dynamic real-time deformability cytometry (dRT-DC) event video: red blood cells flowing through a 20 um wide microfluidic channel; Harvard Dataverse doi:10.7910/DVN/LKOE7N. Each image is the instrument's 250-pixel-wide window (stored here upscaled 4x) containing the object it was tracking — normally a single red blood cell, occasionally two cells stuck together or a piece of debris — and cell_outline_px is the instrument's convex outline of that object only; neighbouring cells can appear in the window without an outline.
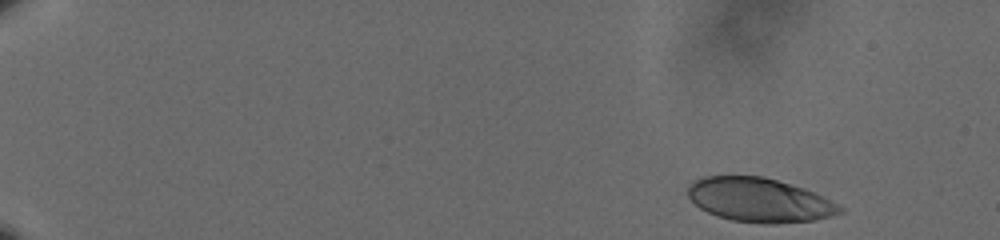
{"species": "human", "species_latin": "Homo sapiens", "temperature_condition": "cold", "stored_images_in_passage": 54, "camera_frame_rate_fps": 3000, "um_per_image_px": 0.085, "donor": {"sex": "male"}, "frame": {"image": 1, "passage_image": 1, "time_ms": 0.0, "image_size_px": [1000, 240], "cell_outline_px": [[844, 212], [832, 216], [812, 220], [776, 224], [764, 224], [732, 220], [716, 216], [700, 208], [688, 196], [688, 188], [696, 180], [704, 176], [764, 176], [804, 188], [844, 208]], "centroid_in_image_um": [64.54, 17.01], "position_along_channel_um": 20.5, "area_um2": 38.73}}
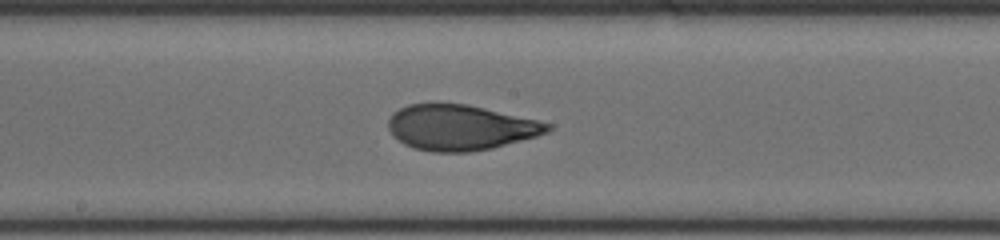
{"frame": {"image": 2, "passage_image": 30, "time_ms": 9.667, "image_size_px": [1000, 240], "cell_outline_px": [[552, 128], [548, 132], [536, 136], [492, 148], [468, 152], [432, 152], [412, 148], [404, 144], [388, 128], [388, 120], [392, 112], [408, 104], [468, 104], [536, 120], [552, 124]], "centroid_in_image_um": [39.12, 10.84], "position_along_channel_um": 209.1, "area_um2": 41.85}}
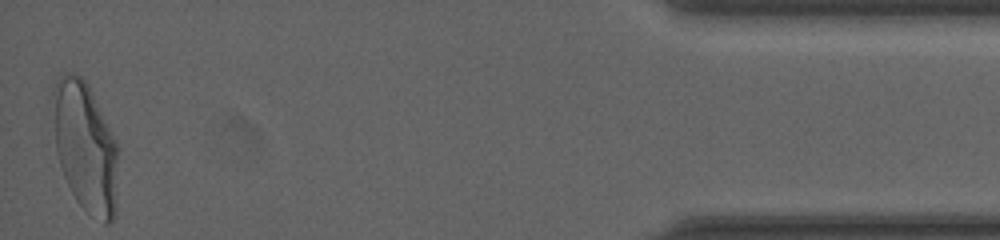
{"frame": {"image": 3, "passage_image": 54, "time_ms": 17.667, "image_size_px": [1000, 240], "cell_outline_px": [[116, 216], [108, 224], [104, 224], [88, 212], [76, 200], [64, 176], [60, 164], [56, 148], [52, 92], [52, 88], [56, 80], [64, 72], [76, 72], [88, 84], [116, 140]], "centroid_in_image_um": [7.24, 12.46], "position_along_channel_um": 428.0, "area_um2": 48.96}, "authors_computed_cell_mechanics": {"area_um2": 41.9917, "velocity_mm_per_s": 3.5898, "shape_relaxation_time_tau1_ms": 6.2173, "shape_relaxation_time_tau2_ms": 0.9696, "deformation_change_tau1": 0.2195, "deformation_change_tau2": 0.07}}